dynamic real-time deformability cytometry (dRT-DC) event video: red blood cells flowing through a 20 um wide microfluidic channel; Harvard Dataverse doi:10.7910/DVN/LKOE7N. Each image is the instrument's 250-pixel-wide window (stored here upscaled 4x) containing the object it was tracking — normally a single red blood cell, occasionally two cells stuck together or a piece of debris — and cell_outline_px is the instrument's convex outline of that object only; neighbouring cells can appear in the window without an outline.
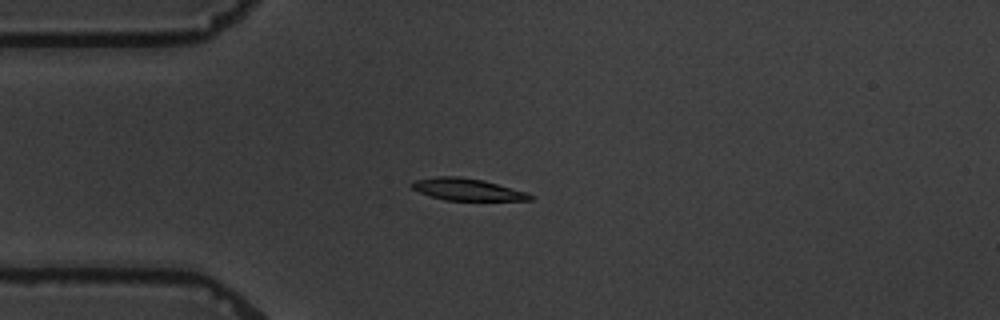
{"species": "common noctule bat (a hibernating species)", "species_latin": "Nyctalus noctula", "temperature_condition": "warm", "stored_images_in_passage": 7, "camera_frame_rate_fps": 3000, "um_per_image_px": 0.085, "animal": {"sex": "male", "body_mass_g": 19.5, "forearm_length_mm": 54.6}, "frame": {"image": 1, "passage_image": 3, "time_ms": 3.0, "image_size_px": [1000, 320], "cell_outline_px": [[532, 200], [444, 200], [420, 192], [412, 188], [408, 184], [412, 180], [436, 176], [460, 176], [484, 180], [528, 192], [532, 196]], "centroid_in_image_um": [39.68, 16.08], "position_along_channel_um": 45.3, "area_um2": 15.26}}
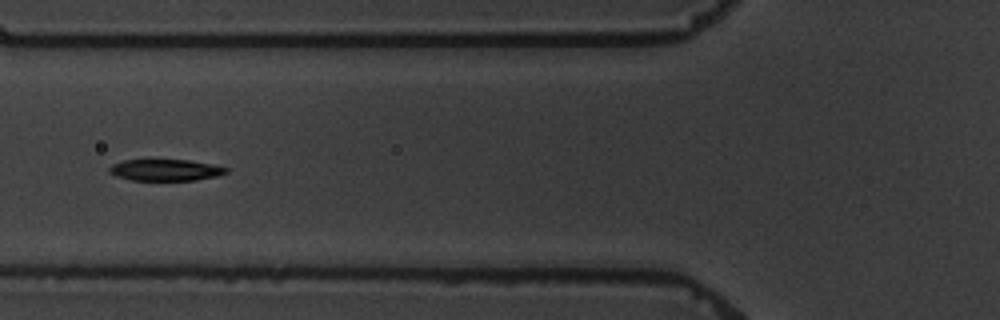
{"frame": {"image": 2, "passage_image": 5, "time_ms": 5.333, "image_size_px": [1000, 320], "cell_outline_px": [[228, 172], [216, 176], [196, 180], [132, 180], [116, 176], [108, 172], [108, 168], [112, 164], [124, 160], [188, 160], [212, 164], [228, 168]], "centroid_in_image_um": [14.05, 14.45], "position_along_channel_um": 111.8, "area_um2": 14.57}}
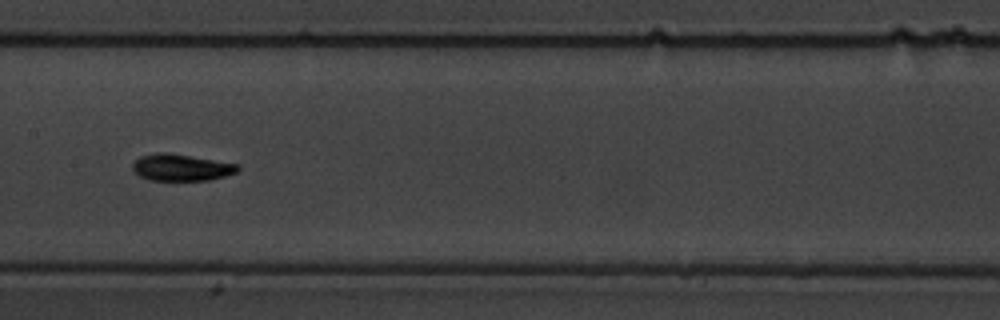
{"frame": {"image": 3, "passage_image": 7, "time_ms": 7.667, "image_size_px": [1000, 320], "cell_outline_px": [[240, 168], [236, 172], [224, 176], [208, 180], [148, 180], [132, 172], [132, 164], [140, 156], [160, 152], [164, 152], [240, 164]], "centroid_in_image_um": [15.38, 14.24], "position_along_channel_um": 192.0, "area_um2": 16.3}}